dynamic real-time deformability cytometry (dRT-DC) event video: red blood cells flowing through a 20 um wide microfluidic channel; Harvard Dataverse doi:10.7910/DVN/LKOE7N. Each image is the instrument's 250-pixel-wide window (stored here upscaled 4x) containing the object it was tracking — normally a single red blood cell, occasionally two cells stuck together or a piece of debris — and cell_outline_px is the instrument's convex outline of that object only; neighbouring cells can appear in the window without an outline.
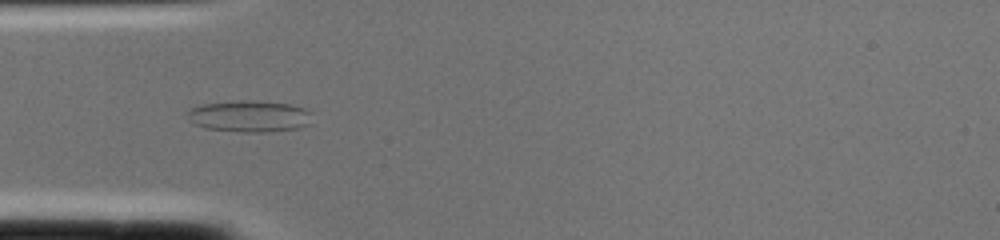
{"species": "common noctule bat (a hibernating species)", "species_latin": "Nyctalus noctula", "temperature_condition": "cold", "stored_images_in_passage": 2, "camera_frame_rate_fps": 3000, "um_per_image_px": 0.085, "animal": {"sex": "female", "body_mass_g": 22.0, "forearm_length_mm": 56.7}, "frame": {"image": 1, "passage_image": 2, "time_ms": 0.333, "image_size_px": [1000, 240], "cell_outline_px": [[312, 112], [308, 124], [300, 128], [268, 132], [244, 132], [204, 128], [188, 120], [184, 112], [188, 108], [196, 104], [244, 100], [252, 100], [288, 104], [304, 108]], "centroid_in_image_um": [21.12, 9.87], "position_along_channel_um": 63.9, "area_um2": 23.29}}